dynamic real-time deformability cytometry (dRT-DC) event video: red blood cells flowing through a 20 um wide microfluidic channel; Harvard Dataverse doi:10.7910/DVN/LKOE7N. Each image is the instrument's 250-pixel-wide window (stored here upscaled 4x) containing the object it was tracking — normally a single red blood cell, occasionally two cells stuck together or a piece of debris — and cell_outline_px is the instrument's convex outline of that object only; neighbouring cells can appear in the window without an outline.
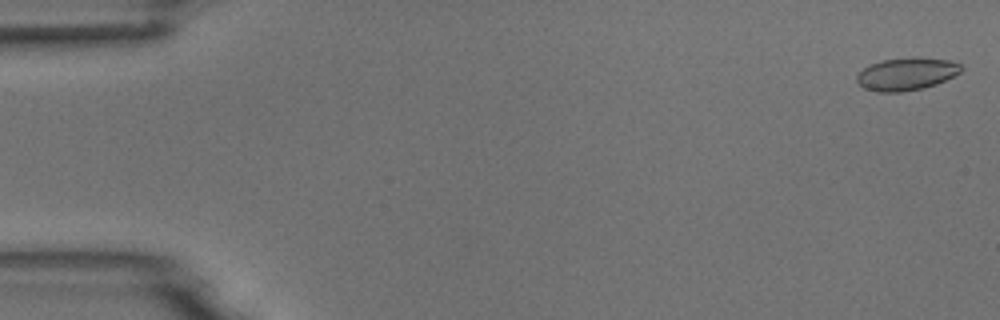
{"species": "common noctule bat (a hibernating species)", "species_latin": "Nyctalus noctula", "temperature_condition": "room temperature", "stored_images_in_passage": 20, "camera_frame_rate_fps": 3000, "um_per_image_px": 0.085, "animal": {"sex": "male", "body_mass_g": 18.8}, "frame": {"image": 1, "passage_image": 2, "time_ms": 0.333, "image_size_px": [1000, 320], "cell_outline_px": [[964, 68], [960, 72], [936, 84], [924, 88], [900, 92], [876, 92], [864, 88], [856, 80], [856, 76], [864, 68], [872, 64], [884, 60], [920, 56], [948, 60], [960, 64]], "centroid_in_image_um": [77.07, 6.28], "position_along_channel_um": 7.9, "area_um2": 19.77}}